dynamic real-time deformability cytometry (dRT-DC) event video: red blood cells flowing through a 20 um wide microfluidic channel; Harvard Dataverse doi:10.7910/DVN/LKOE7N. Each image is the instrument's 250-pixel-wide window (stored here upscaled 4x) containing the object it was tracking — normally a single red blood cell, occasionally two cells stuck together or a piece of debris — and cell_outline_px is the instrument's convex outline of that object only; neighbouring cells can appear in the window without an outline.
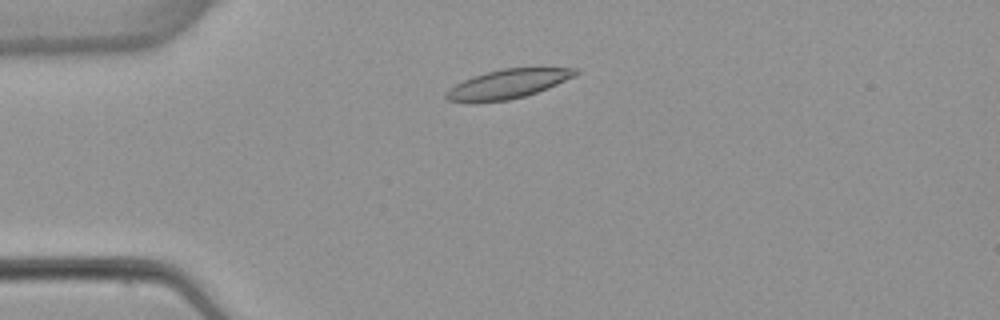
{"species": "common noctule bat (a hibernating species)", "species_latin": "Nyctalus noctula", "temperature_condition": "warm", "stored_images_in_passage": 4, "camera_frame_rate_fps": 3000, "um_per_image_px": 0.085, "animal": {"sex": "female", "body_mass_g": 22.7, "forearm_length_mm": 54.2}, "frame": {"image": 1, "passage_image": 3, "time_ms": 2.333, "image_size_px": [1000, 320], "cell_outline_px": [[580, 72], [548, 88], [524, 96], [508, 100], [448, 100], [444, 96], [444, 92], [448, 88], [472, 76], [504, 68], [576, 68]], "centroid_in_image_um": [43.16, 7.11], "position_along_channel_um": 41.8, "area_um2": 21.1}}